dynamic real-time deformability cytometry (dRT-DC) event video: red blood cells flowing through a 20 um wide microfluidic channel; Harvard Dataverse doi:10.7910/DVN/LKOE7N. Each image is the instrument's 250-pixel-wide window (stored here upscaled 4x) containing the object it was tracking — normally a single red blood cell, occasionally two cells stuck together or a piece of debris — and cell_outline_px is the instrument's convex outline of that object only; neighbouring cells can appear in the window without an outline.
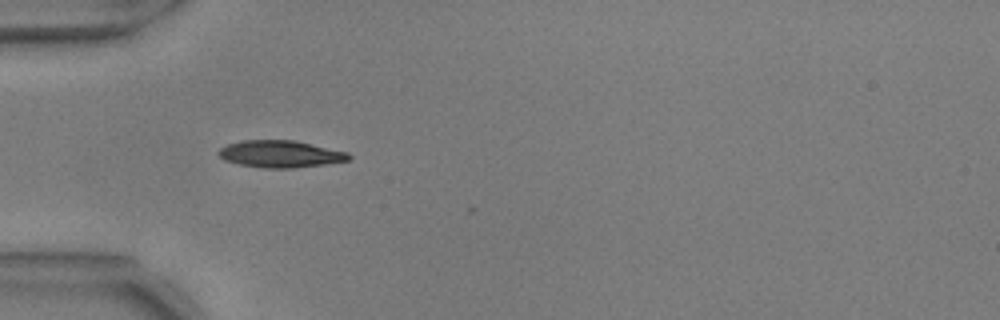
{"species": "common noctule bat (a hibernating species)", "species_latin": "Nyctalus noctula", "temperature_condition": "warm", "stored_images_in_passage": 3, "camera_frame_rate_fps": 3000, "um_per_image_px": 0.085, "animal": {"sex": "male", "body_mass_g": 17.9, "forearm_length_mm": 54.2}, "frame": {"image": 1, "passage_image": 1, "time_ms": 0.0, "image_size_px": [1000, 320], "cell_outline_px": [[352, 156], [348, 160], [324, 164], [292, 168], [264, 168], [240, 164], [224, 160], [216, 152], [220, 148], [228, 144], [244, 140], [296, 140], [348, 152]], "centroid_in_image_um": [23.83, 13.08], "position_along_channel_um": 61.2, "area_um2": 20.46}}